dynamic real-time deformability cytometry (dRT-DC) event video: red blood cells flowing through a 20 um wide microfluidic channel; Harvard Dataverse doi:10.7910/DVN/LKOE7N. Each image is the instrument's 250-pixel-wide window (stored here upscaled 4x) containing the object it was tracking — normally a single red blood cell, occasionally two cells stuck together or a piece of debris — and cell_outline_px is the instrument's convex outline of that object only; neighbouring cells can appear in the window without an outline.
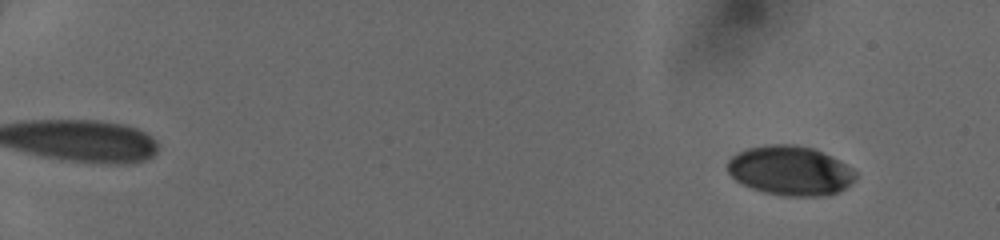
{"species": "human", "species_latin": "Homo sapiens", "temperature_condition": "cold", "stored_images_in_passage": 51, "camera_frame_rate_fps": 3000, "um_per_image_px": 0.085, "donor": {"sex": "female"}, "frame": {"image": 1, "passage_image": 5, "time_ms": 1.333, "image_size_px": [1000, 240], "cell_outline_px": [[856, 176], [840, 192], [824, 196], [788, 196], [764, 192], [752, 188], [736, 180], [728, 172], [724, 164], [732, 156], [748, 148], [764, 144], [792, 144], [812, 148], [832, 156], [852, 168], [856, 172]], "centroid_in_image_um": [67.15, 14.49], "position_along_channel_um": 17.9, "area_um2": 36.88}}
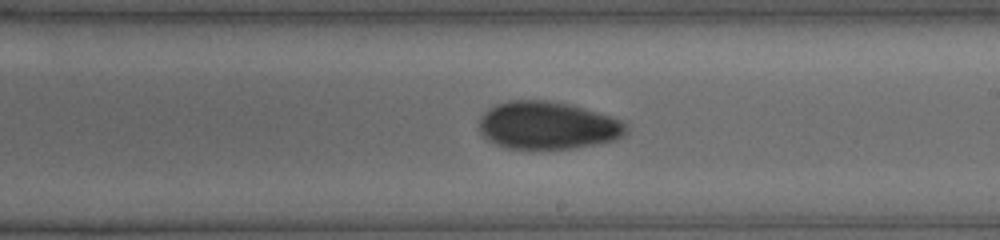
{"frame": {"image": 2, "passage_image": 33, "time_ms": 10.667, "image_size_px": [1000, 240], "cell_outline_px": [[628, 132], [624, 136], [616, 140], [576, 148], [504, 148], [488, 140], [480, 132], [480, 116], [488, 108], [496, 104], [508, 100], [548, 100], [572, 104], [612, 116], [628, 124]], "centroid_in_image_um": [46.58, 10.65], "position_along_channel_um": 242.4, "area_um2": 41.27}}
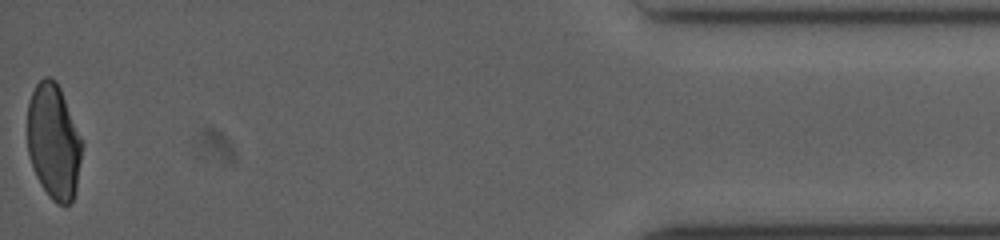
{"frame": {"image": 3, "passage_image": 51, "time_ms": 16.667, "image_size_px": [1000, 240], "cell_outline_px": [[84, 144], [76, 188], [72, 200], [68, 204], [56, 204], [48, 196], [40, 184], [36, 176], [28, 152], [28, 104], [32, 92], [36, 84], [44, 76], [48, 76], [56, 80], [60, 88]], "centroid_in_image_um": [4.57, 12.04], "position_along_channel_um": 430.6, "area_um2": 36.7}}